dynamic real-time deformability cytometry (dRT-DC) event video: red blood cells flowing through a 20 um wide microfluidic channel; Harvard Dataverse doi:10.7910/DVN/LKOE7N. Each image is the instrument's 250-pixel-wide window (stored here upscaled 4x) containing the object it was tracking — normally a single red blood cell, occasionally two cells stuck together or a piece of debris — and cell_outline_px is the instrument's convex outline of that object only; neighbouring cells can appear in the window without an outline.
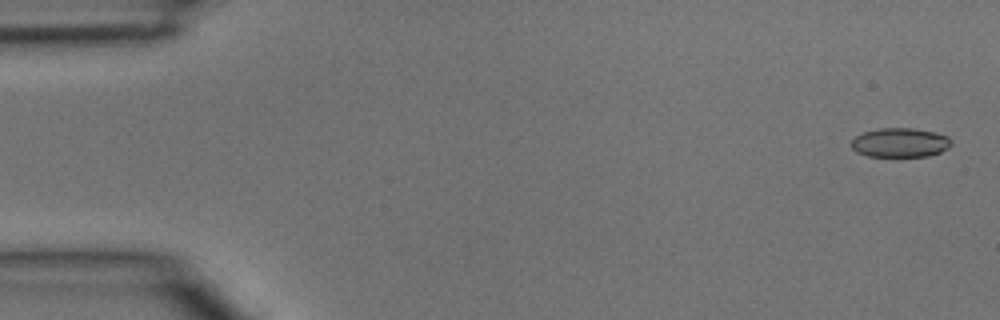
{"species": "common noctule bat (a hibernating species)", "species_latin": "Nyctalus noctula", "temperature_condition": "room temperature", "stored_images_in_passage": 4, "camera_frame_rate_fps": 3000, "um_per_image_px": 0.085, "animal": {"sex": "male", "body_mass_g": 15.6}, "frame": {"image": 1, "passage_image": 1, "time_ms": 0.0, "image_size_px": [1000, 320], "cell_outline_px": [[952, 144], [948, 148], [940, 152], [928, 156], [868, 156], [856, 152], [852, 148], [852, 140], [856, 136], [864, 132], [880, 128], [912, 128], [936, 132], [948, 136], [952, 140]], "centroid_in_image_um": [76.54, 12.12], "position_along_channel_um": 8.5, "area_um2": 17.05}}